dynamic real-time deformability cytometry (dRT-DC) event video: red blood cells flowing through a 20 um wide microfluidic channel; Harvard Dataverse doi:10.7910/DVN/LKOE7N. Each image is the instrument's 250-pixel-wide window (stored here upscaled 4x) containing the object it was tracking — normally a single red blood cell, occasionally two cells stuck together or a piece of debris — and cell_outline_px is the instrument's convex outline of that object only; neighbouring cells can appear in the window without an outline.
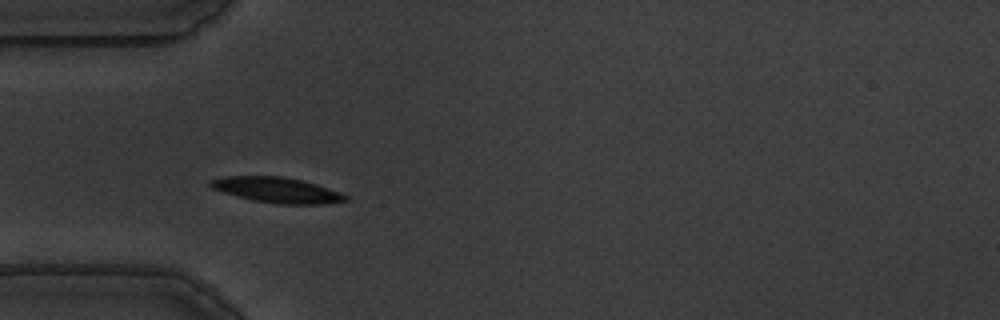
{"species": "common noctule bat (a hibernating species)", "species_latin": "Nyctalus noctula", "temperature_condition": "warm", "stored_images_in_passage": 41, "camera_frame_rate_fps": 3000, "um_per_image_px": 0.085, "animal": {"sex": "male", "body_mass_g": 19.5, "forearm_length_mm": 54.6}, "frame": {"image": 1, "passage_image": 2, "time_ms": 0.333, "image_size_px": [1000, 320], "cell_outline_px": [[348, 200], [324, 204], [276, 204], [252, 200], [224, 192], [212, 188], [208, 184], [208, 180], [224, 176], [280, 176], [300, 180], [316, 184], [340, 192], [348, 196]], "centroid_in_image_um": [23.52, 16.15], "position_along_channel_um": 61.5, "area_um2": 19.94}}
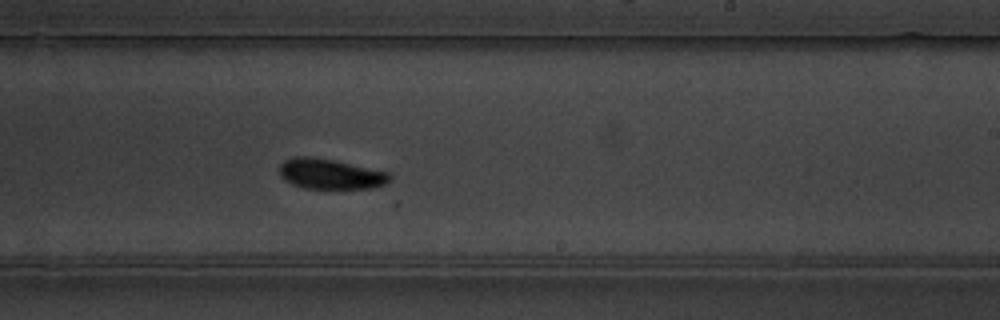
{"frame": {"image": 2, "passage_image": 19, "time_ms": 6.0, "image_size_px": [1000, 320], "cell_outline_px": [[392, 176], [388, 184], [372, 188], [304, 188], [292, 184], [284, 180], [280, 176], [280, 164], [284, 160], [292, 156], [308, 156], [332, 160], [388, 172]], "centroid_in_image_um": [28.07, 14.79], "position_along_channel_um": 260.9, "area_um2": 19.42}}
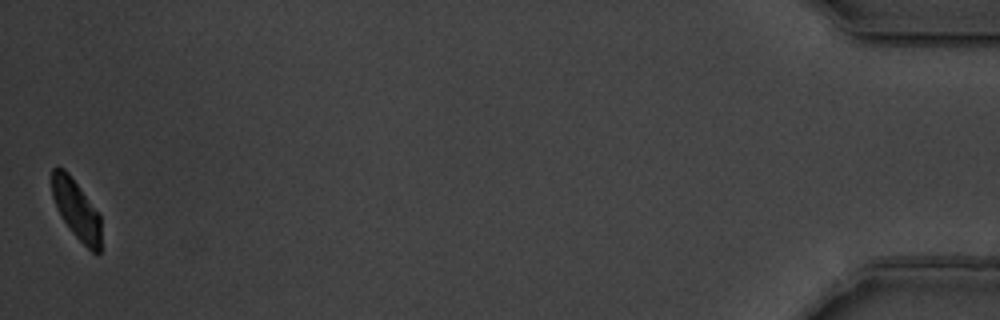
{"frame": {"image": 3, "passage_image": 41, "time_ms": 13.333, "image_size_px": [1000, 320], "cell_outline_px": [[100, 252], [92, 252], [72, 232], [64, 220], [52, 196], [52, 168], [64, 168], [68, 172], [100, 212]], "centroid_in_image_um": [6.52, 17.77], "position_along_channel_um": 428.7, "area_um2": 16.76}, "authors_computed_cell_mechanics": {"area_um2": 19.3052, "velocity_mm_per_s": 3.5539, "shape_relaxation_time_tau1_ms": 1.831, "shape_relaxation_time_tau2_ms": 7.1755, "deformation_change_tau1": 0.1168, "deformation_change_tau2": 0.0745}}